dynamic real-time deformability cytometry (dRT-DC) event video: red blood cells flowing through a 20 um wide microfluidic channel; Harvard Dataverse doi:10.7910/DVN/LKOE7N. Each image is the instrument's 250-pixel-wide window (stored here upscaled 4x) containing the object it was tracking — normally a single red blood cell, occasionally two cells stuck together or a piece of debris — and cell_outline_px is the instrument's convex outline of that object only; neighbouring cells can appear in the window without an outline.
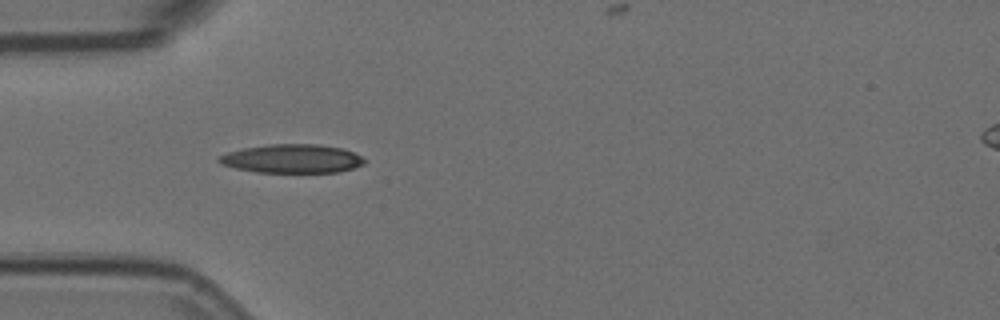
{"species": "Egyptian fruit bat (a non-hibernating species)", "species_latin": "Rousettus aegyptiacus", "temperature_condition": "room temperature", "stored_images_in_passage": 6, "camera_frame_rate_fps": 3000, "um_per_image_px": 0.085, "animal": {"sex": "female"}, "frame": {"image": 1, "passage_image": 5, "time_ms": 1.333, "image_size_px": [1000, 320], "cell_outline_px": [[364, 164], [340, 172], [256, 172], [236, 168], [220, 164], [216, 160], [220, 156], [228, 152], [244, 148], [268, 144], [320, 144], [344, 148], [360, 156], [364, 160]], "centroid_in_image_um": [24.82, 13.48], "position_along_channel_um": 60.2, "area_um2": 24.28}}
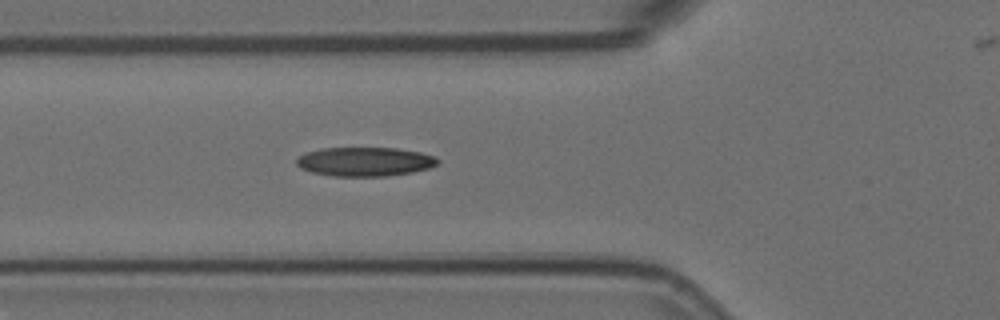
{"frame": {"image": 2, "passage_image": 6, "time_ms": 1.667, "image_size_px": [1000, 320], "cell_outline_px": [[440, 160], [436, 164], [428, 168], [412, 172], [384, 176], [332, 176], [312, 172], [300, 168], [296, 164], [296, 160], [300, 156], [308, 152], [320, 148], [396, 148], [420, 152], [436, 156]], "centroid_in_image_um": [31.01, 13.74], "position_along_channel_um": 94.8, "area_um2": 23.81}}